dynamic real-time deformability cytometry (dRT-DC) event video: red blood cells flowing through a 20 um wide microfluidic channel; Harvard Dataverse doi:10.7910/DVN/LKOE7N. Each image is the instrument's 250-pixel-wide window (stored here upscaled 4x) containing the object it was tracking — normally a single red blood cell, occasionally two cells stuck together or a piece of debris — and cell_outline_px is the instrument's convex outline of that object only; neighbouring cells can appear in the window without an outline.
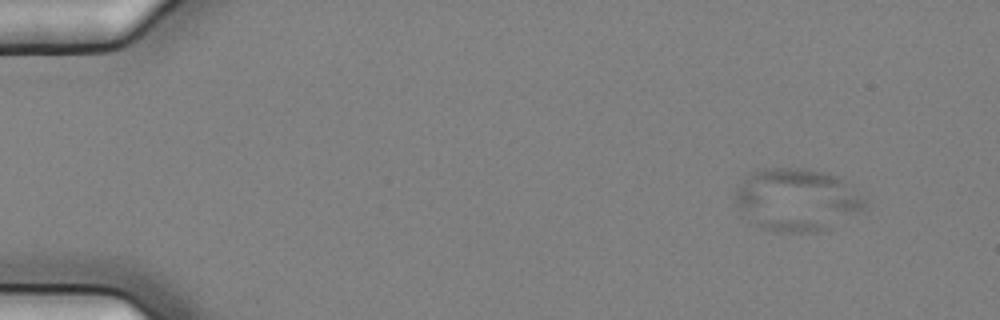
{"species": "common noctule bat (a hibernating species)", "species_latin": "Nyctalus noctula", "temperature_condition": "cold", "stored_images_in_passage": 58, "camera_frame_rate_fps": 3000, "um_per_image_px": 0.085, "animal": {"sex": "female", "body_mass_g": 25.1}, "frame": {"image": 1, "passage_image": 7, "time_ms": 2.0, "image_size_px": [1000, 320], "cell_outline_px": [[864, 208], [828, 228], [816, 232], [776, 232], [764, 228], [748, 220], [740, 212], [732, 196], [736, 188], [752, 172], [764, 168], [804, 168], [828, 172], [840, 176], [864, 200]], "centroid_in_image_um": [67.66, 16.96], "position_along_channel_um": 17.3, "area_um2": 46.99}}
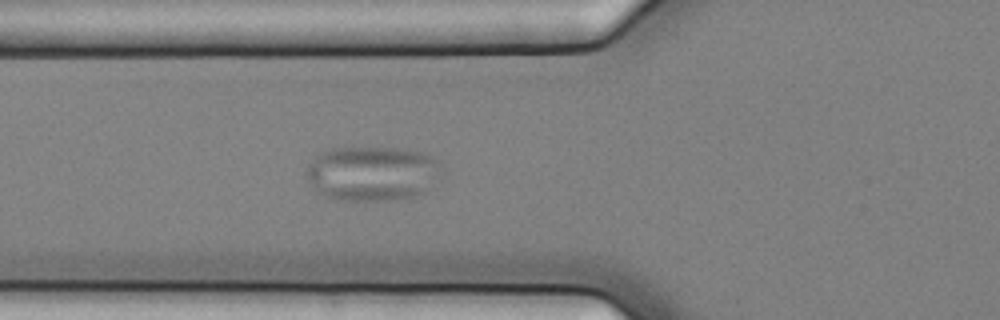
{"frame": {"image": 2, "passage_image": 23, "time_ms": 7.333, "image_size_px": [1000, 320], "cell_outline_px": [[444, 172], [420, 192], [412, 196], [396, 200], [344, 200], [328, 196], [320, 192], [308, 180], [308, 164], [320, 152], [332, 148], [400, 148], [420, 152], [432, 156], [440, 164]], "centroid_in_image_um": [31.66, 14.72], "position_along_channel_um": 94.1, "area_um2": 42.48}}
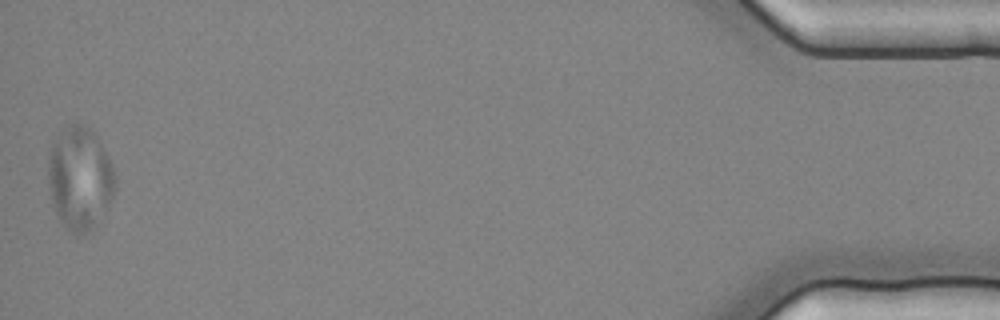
{"frame": {"image": 3, "passage_image": 58, "time_ms": 19.0, "image_size_px": [1000, 320], "cell_outline_px": [[116, 188], [112, 196], [92, 232], [76, 236], [60, 220], [56, 212], [52, 200], [48, 180], [48, 152], [52, 140], [64, 124], [84, 124], [92, 128], [96, 132], [116, 172]], "centroid_in_image_um": [6.79, 15.08], "position_along_channel_um": 428.4, "area_um2": 40.98}}